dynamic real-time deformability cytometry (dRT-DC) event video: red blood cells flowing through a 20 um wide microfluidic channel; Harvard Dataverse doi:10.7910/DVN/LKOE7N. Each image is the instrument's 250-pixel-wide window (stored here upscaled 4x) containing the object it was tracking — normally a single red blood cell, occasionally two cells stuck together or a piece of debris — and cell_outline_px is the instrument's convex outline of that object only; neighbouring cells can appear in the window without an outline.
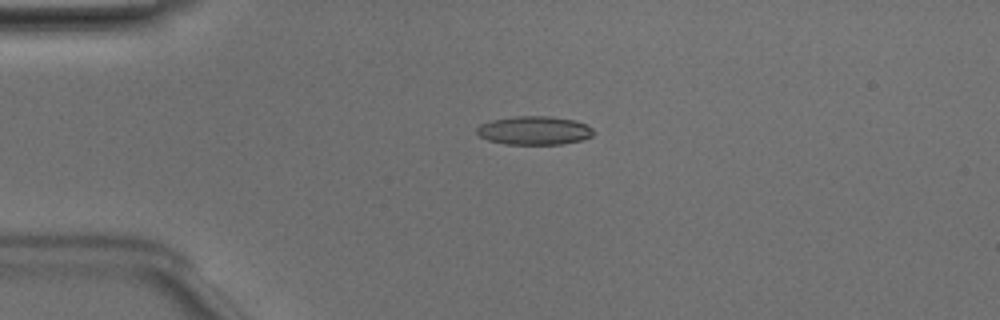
{"species": "Egyptian fruit bat (a non-hibernating species)", "species_latin": "Rousettus aegyptiacus", "temperature_condition": "room temperature", "stored_images_in_passage": 4, "camera_frame_rate_fps": 3000, "um_per_image_px": 0.085, "animal": {"sex": "male"}, "frame": {"image": 1, "passage_image": 3, "time_ms": 0.667, "image_size_px": [1000, 320], "cell_outline_px": [[592, 136], [580, 140], [560, 144], [508, 144], [488, 140], [480, 136], [476, 132], [476, 128], [480, 124], [492, 120], [516, 116], [548, 116], [576, 120], [592, 128]], "centroid_in_image_um": [45.39, 11.08], "position_along_channel_um": 39.6, "area_um2": 19.25}}